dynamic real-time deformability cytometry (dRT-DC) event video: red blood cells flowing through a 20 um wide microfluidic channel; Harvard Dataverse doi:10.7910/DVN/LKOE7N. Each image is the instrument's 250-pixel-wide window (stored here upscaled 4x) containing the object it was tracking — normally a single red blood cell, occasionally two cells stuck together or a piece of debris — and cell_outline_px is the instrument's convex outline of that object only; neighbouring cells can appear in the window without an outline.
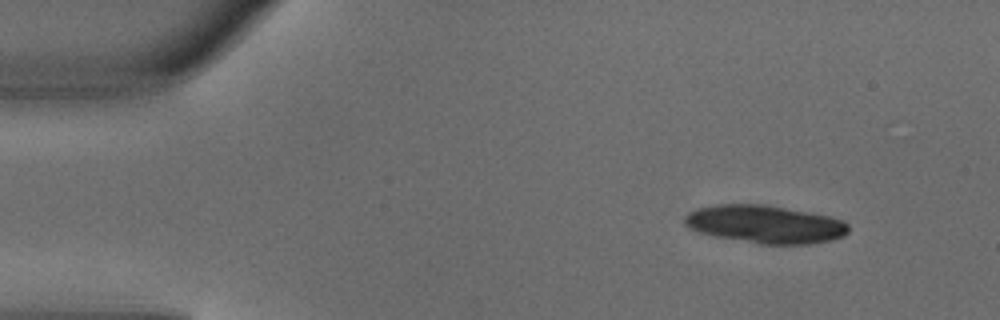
{"species": "common noctule bat (a hibernating species)", "species_latin": "Nyctalus noctula", "temperature_condition": "warm", "stored_images_in_passage": 5, "camera_frame_rate_fps": 3000, "um_per_image_px": 0.085, "animal": {"sex": "male", "body_mass_g": 18.8}, "frame": {"image": 1, "passage_image": 1, "time_ms": 0.0, "image_size_px": [1000, 320], "cell_outline_px": [[848, 232], [844, 236], [832, 240], [812, 244], [760, 244], [712, 236], [696, 232], [688, 228], [684, 224], [684, 216], [688, 212], [696, 208], [720, 204], [764, 204], [812, 212], [844, 220], [848, 224]], "centroid_in_image_um": [65.01, 19.06], "position_along_channel_um": 20.0, "area_um2": 36.76}}
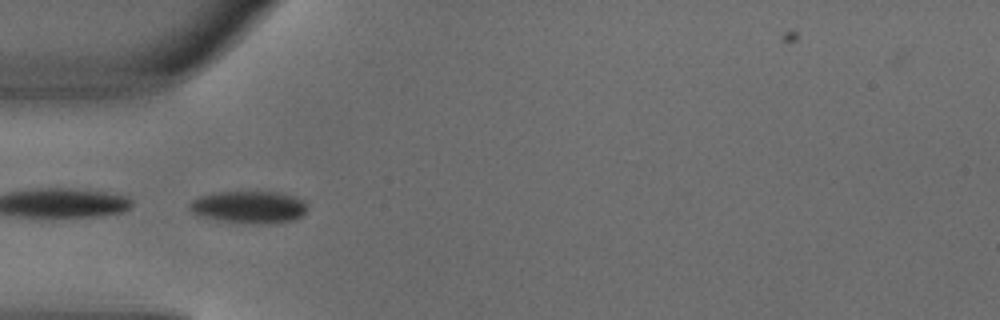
{"frame": {"image": 2, "passage_image": 4, "time_ms": 1.0, "image_size_px": [1000, 320], "cell_outline_px": [[308, 208], [300, 216], [292, 220], [268, 224], [252, 224], [220, 220], [200, 216], [192, 212], [188, 208], [188, 204], [192, 200], [200, 196], [212, 192], [280, 192], [304, 200], [308, 204]], "centroid_in_image_um": [21.16, 17.6], "position_along_channel_um": 63.8, "area_um2": 22.25}}
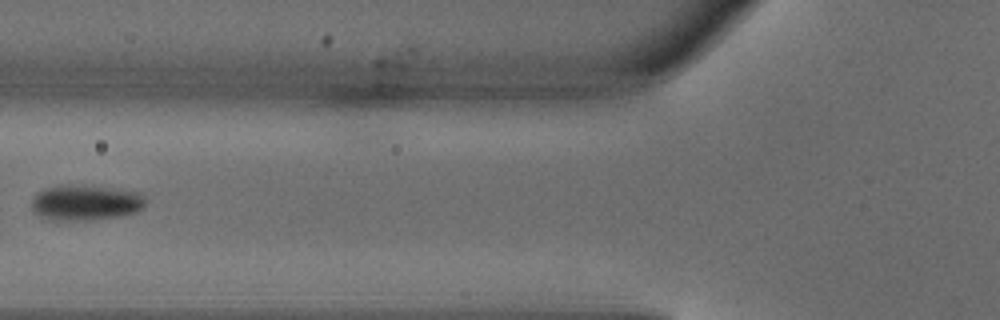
{"frame": {"image": 3, "passage_image": 5, "time_ms": 1.333, "image_size_px": [1000, 320], "cell_outline_px": [[144, 204], [136, 212], [120, 216], [92, 220], [48, 220], [40, 216], [32, 208], [32, 200], [36, 192], [44, 188], [60, 184], [104, 188], [144, 192]], "centroid_in_image_um": [7.24, 17.23], "position_along_channel_um": 118.6, "area_um2": 23.47}}